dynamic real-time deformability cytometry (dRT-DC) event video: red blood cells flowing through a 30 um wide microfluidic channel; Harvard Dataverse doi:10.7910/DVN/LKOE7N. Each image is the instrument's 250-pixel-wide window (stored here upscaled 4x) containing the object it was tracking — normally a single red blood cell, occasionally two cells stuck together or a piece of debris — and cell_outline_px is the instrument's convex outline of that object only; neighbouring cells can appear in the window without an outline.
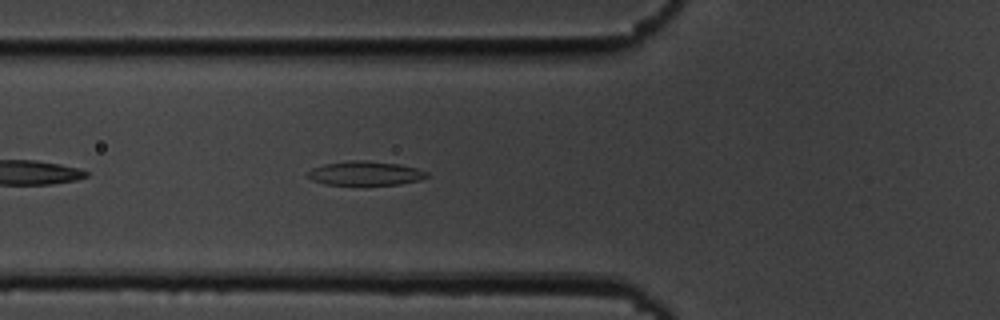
{"species": "common noctule bat (a hibernating species)", "species_latin": "Nyctalus noctula", "temperature_condition": "cold", "stored_images_in_passage": 41, "camera_frame_rate_fps": 3000, "um_per_image_px": 0.085, "animal": {"sex": "male", "body_mass_g": 19.5, "forearm_length_mm": 54.6}, "frame": {"image": 1, "passage_image": 6, "time_ms": 1.667, "image_size_px": [1000, 320], "cell_outline_px": [[428, 176], [420, 180], [400, 184], [324, 184], [312, 180], [308, 176], [308, 172], [312, 168], [324, 164], [348, 160], [364, 160], [400, 164], [416, 168], [428, 172]], "centroid_in_image_um": [31.06, 14.71], "position_along_channel_um": 94.7, "area_um2": 16.59}}
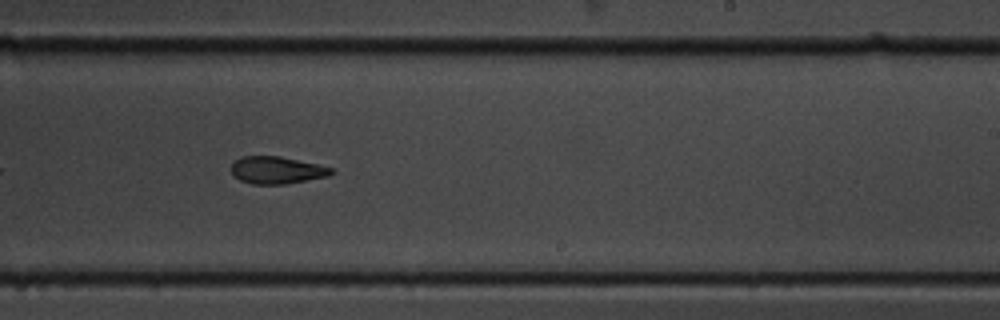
{"frame": {"image": 2, "passage_image": 20, "time_ms": 6.333, "image_size_px": [1000, 320], "cell_outline_px": [[336, 172], [328, 176], [284, 184], [252, 184], [240, 180], [232, 172], [232, 164], [240, 156], [280, 156], [316, 164], [332, 168]], "centroid_in_image_um": [23.53, 14.46], "position_along_channel_um": 265.5, "area_um2": 15.72}}
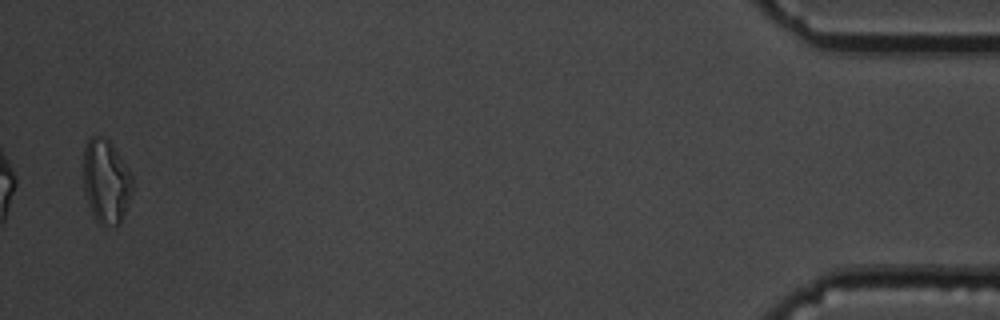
{"frame": {"image": 3, "passage_image": 40, "time_ms": 13.0, "image_size_px": [1000, 320], "cell_outline_px": [[132, 188], [120, 224], [100, 224], [96, 220], [88, 204], [84, 192], [84, 144], [92, 136], [104, 136], [108, 140], [132, 176]], "centroid_in_image_um": [8.98, 15.4], "position_along_channel_um": 426.2, "area_um2": 23.35}, "authors_computed_cell_mechanics": {"area_um2": 16.6464, "velocity_mm_per_s": 3.6615, "shape_relaxation_time_tau1_ms": 8.5141, "shape_relaxation_time_tau2_ms": 6.5201, "deformation_change_tau1": 0.2043, "deformation_change_tau2": 0.135}}